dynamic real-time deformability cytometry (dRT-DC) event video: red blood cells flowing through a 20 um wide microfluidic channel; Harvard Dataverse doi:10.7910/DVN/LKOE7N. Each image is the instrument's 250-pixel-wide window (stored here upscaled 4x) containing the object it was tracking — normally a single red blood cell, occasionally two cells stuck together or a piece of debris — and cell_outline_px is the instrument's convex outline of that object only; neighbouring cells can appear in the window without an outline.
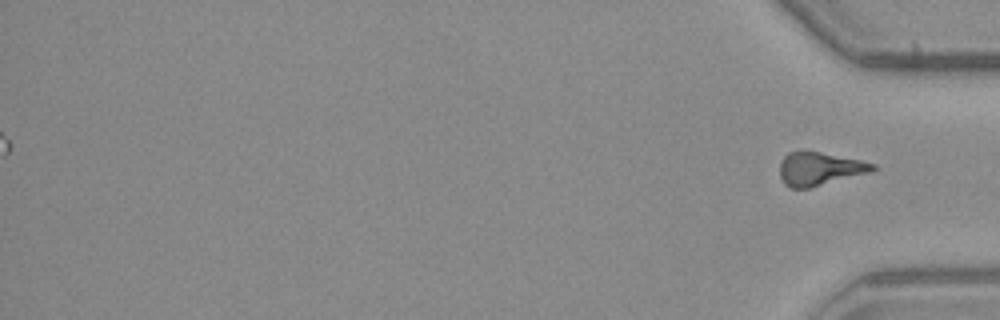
{"species": "common noctule bat (a hibernating species)", "species_latin": "Nyctalus noctula", "temperature_condition": "warm", "stored_images_in_passage": 39, "camera_frame_rate_fps": 3000, "um_per_image_px": 0.085, "animal": {"sex": "male", "body_mass_g": 23.1, "forearm_length_mm": 52.7}, "frame": {"image": 1, "passage_image": 39, "time_ms": 12.667, "image_size_px": [1000, 320], "cell_outline_px": [[876, 168], [872, 172], [808, 188], [788, 188], [784, 184], [780, 176], [780, 160], [788, 152], [800, 148], [804, 148], [860, 160], [876, 164]], "centroid_in_image_um": [69.62, 14.31], "position_along_channel_um": 365.6, "area_um2": 18.55}}